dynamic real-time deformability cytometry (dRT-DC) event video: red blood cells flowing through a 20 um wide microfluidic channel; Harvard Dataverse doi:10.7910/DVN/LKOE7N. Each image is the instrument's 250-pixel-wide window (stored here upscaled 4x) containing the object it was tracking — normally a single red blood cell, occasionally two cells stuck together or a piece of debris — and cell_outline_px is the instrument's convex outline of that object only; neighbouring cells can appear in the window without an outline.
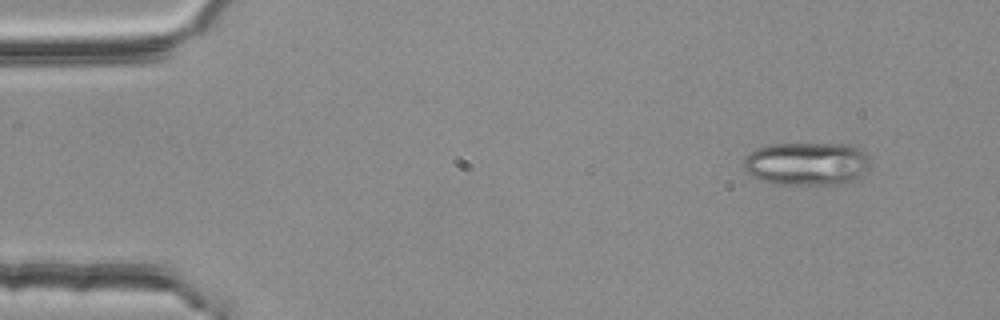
{"species": "common noctule bat (a hibernating species)", "species_latin": "Nyctalus noctula", "temperature_condition": "room temperature", "stored_images_in_passage": 3, "camera_frame_rate_fps": 3000, "um_per_image_px": 0.085, "animal": {"sex": "female", "body_mass_g": 25.1}, "frame": {"image": 1, "passage_image": 1, "time_ms": 0.0, "image_size_px": [1000, 320], "cell_outline_px": [[868, 168], [856, 180], [844, 184], [776, 184], [752, 176], [744, 168], [744, 156], [756, 148], [768, 144], [852, 144], [864, 148], [868, 156]], "centroid_in_image_um": [68.61, 13.9], "position_along_channel_um": 16.4, "area_um2": 32.14}}